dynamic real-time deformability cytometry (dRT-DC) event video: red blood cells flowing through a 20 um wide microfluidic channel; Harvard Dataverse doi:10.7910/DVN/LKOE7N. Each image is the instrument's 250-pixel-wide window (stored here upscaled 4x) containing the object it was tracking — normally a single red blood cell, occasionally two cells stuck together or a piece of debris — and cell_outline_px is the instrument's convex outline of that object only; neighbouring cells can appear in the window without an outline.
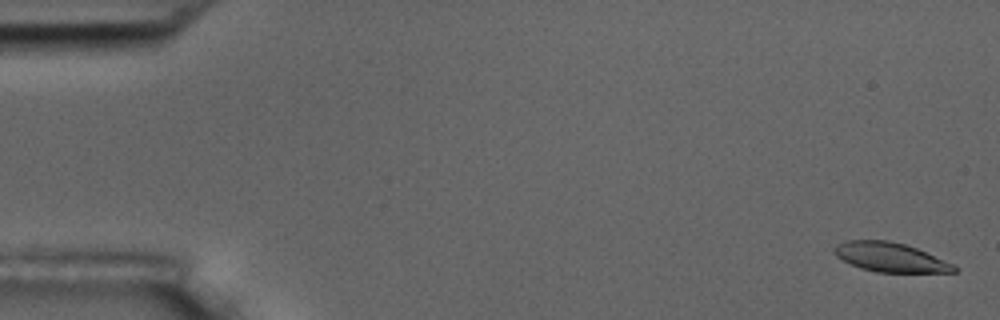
{"species": "common noctule bat (a hibernating species)", "species_latin": "Nyctalus noctula", "temperature_condition": "room temperature", "stored_images_in_passage": 15, "camera_frame_rate_fps": 3000, "um_per_image_px": 0.085, "animal": {"sex": "male", "body_mass_g": 17.5, "forearm_length_mm": 52.3}, "frame": {"image": 1, "passage_image": 1, "time_ms": 0.0, "image_size_px": [1000, 320], "cell_outline_px": [[960, 268], [956, 272], [876, 272], [860, 268], [836, 256], [832, 248], [836, 244], [844, 240], [888, 240], [904, 244], [916, 248], [952, 264]], "centroid_in_image_um": [75.64, 21.86], "position_along_channel_um": 9.4, "area_um2": 20.29}}
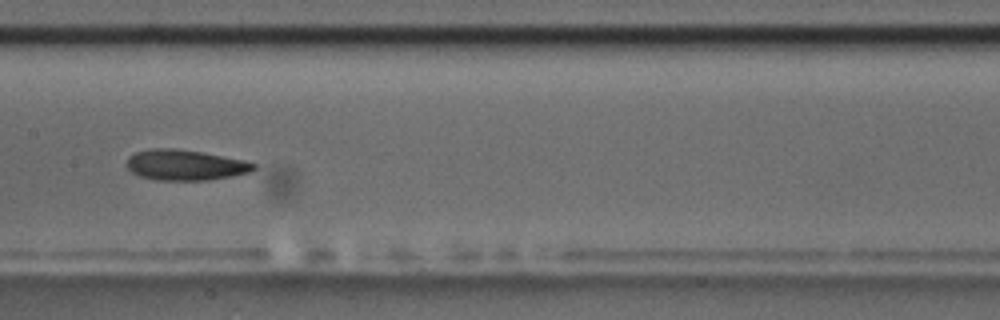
{"frame": {"image": 2, "passage_image": 8, "time_ms": 9.0, "image_size_px": [1000, 320], "cell_outline_px": [[256, 168], [248, 172], [232, 176], [208, 180], [156, 180], [140, 176], [132, 172], [124, 164], [128, 156], [136, 152], [152, 148], [176, 148], [200, 152], [244, 160], [256, 164]], "centroid_in_image_um": [15.69, 14.02], "position_along_channel_um": 191.7, "area_um2": 22.6}}
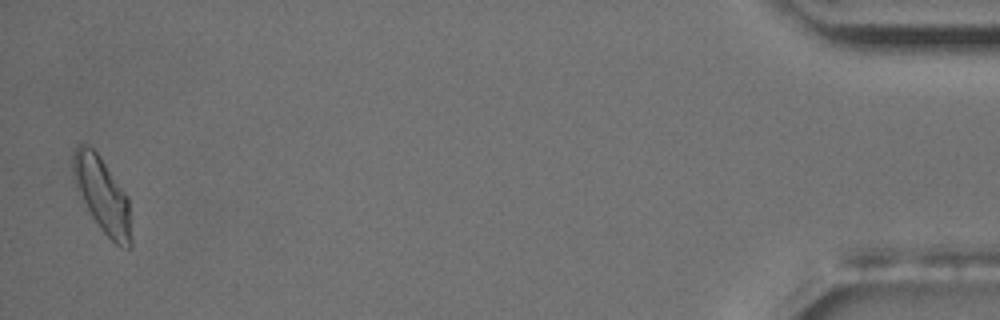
{"frame": {"image": 3, "passage_image": 15, "time_ms": 18.0, "image_size_px": [1000, 320], "cell_outline_px": [[132, 248], [120, 248], [100, 228], [92, 216], [76, 188], [72, 172], [72, 152], [80, 144], [84, 144], [92, 148], [100, 156], [128, 196], [132, 236]], "centroid_in_image_um": [8.71, 16.6], "position_along_channel_um": 426.5, "area_um2": 25.49}, "authors_computed_cell_mechanics": {"area_um2": 21.964, "velocity_mm_per_s": 3.5896, "shape_relaxation_time_tau1_ms": null, "shape_relaxation_time_tau2_ms": 3.9101, "deformation_change_tau1": null, "deformation_change_tau2": 0.1044}}